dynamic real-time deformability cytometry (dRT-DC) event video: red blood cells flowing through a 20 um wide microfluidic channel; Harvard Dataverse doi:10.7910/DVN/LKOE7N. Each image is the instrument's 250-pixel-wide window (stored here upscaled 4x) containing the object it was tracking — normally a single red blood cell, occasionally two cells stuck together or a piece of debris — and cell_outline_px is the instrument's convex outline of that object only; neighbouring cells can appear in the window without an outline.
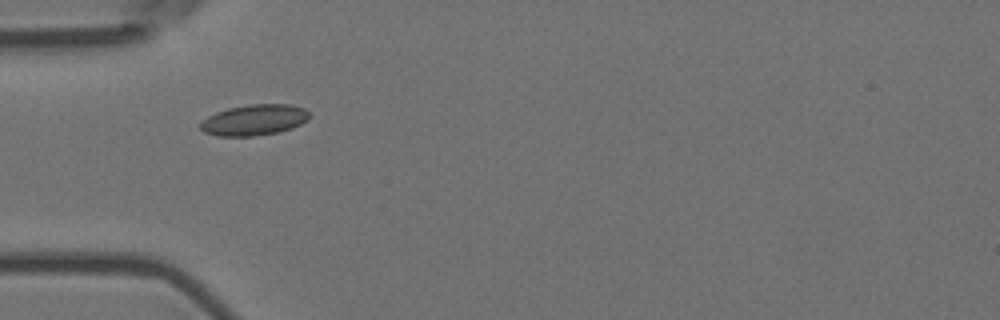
{"species": "Egyptian fruit bat (a non-hibernating species)", "species_latin": "Rousettus aegyptiacus", "temperature_condition": "room temperature", "stored_images_in_passage": 2, "camera_frame_rate_fps": 3000, "um_per_image_px": 0.085, "animal": {"sex": "female"}, "frame": {"image": 1, "passage_image": 1, "time_ms": 0.0, "image_size_px": [1000, 320], "cell_outline_px": [[308, 120], [292, 128], [280, 132], [252, 136], [216, 136], [204, 132], [200, 128], [200, 120], [216, 112], [228, 108], [252, 104], [292, 104], [304, 108], [308, 112]], "centroid_in_image_um": [21.59, 10.2], "position_along_channel_um": 63.4, "area_um2": 19.71}}
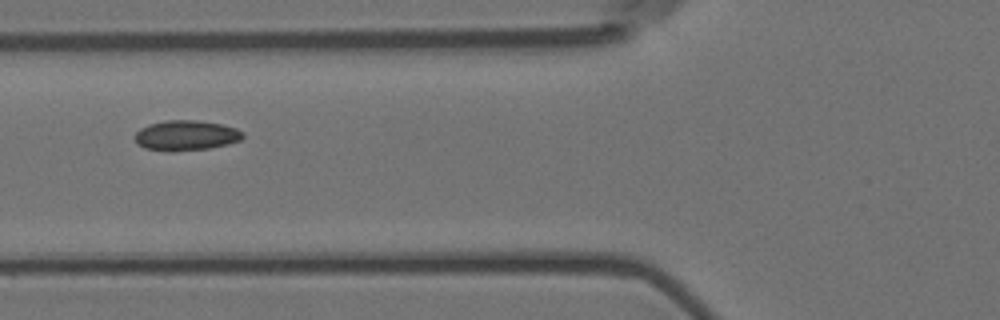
{"frame": {"image": 2, "passage_image": 2, "time_ms": 0.333, "image_size_px": [1000, 320], "cell_outline_px": [[244, 136], [240, 140], [228, 144], [208, 148], [172, 152], [168, 152], [144, 148], [136, 144], [136, 132], [140, 128], [148, 124], [164, 120], [196, 120], [220, 124], [236, 128], [244, 132]], "centroid_in_image_um": [15.79, 11.52], "position_along_channel_um": 110.0, "area_um2": 19.13}}